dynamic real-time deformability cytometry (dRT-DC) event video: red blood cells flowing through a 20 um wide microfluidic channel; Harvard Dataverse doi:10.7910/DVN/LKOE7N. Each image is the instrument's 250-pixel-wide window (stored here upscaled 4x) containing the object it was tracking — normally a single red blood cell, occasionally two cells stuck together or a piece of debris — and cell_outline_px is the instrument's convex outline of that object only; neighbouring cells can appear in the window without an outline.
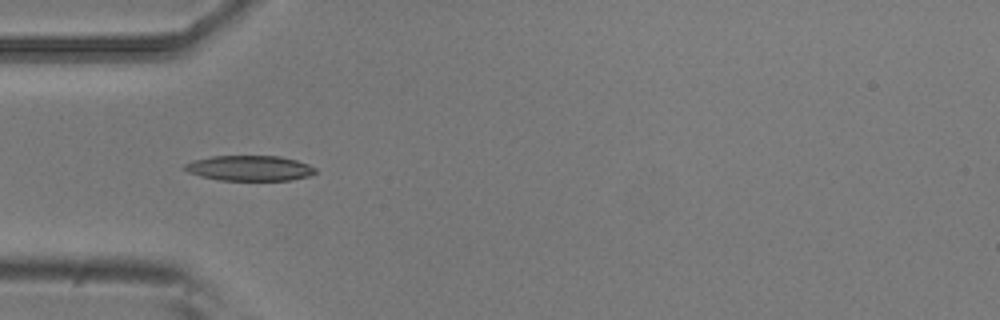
{"species": "common noctule bat (a hibernating species)", "species_latin": "Nyctalus noctula", "temperature_condition": "room temperature", "stored_images_in_passage": 4, "camera_frame_rate_fps": 3000, "um_per_image_px": 0.085, "animal": {"sex": "male", "body_mass_g": 20.5, "forearm_length_mm": 52.5}, "frame": {"image": 1, "passage_image": 4, "time_ms": 1.0, "image_size_px": [1000, 320], "cell_outline_px": [[316, 172], [308, 176], [288, 180], [220, 180], [200, 176], [188, 172], [180, 168], [184, 164], [192, 160], [212, 156], [280, 156], [296, 160], [308, 164], [316, 168]], "centroid_in_image_um": [21.16, 14.29], "position_along_channel_um": 63.8, "area_um2": 19.31}}